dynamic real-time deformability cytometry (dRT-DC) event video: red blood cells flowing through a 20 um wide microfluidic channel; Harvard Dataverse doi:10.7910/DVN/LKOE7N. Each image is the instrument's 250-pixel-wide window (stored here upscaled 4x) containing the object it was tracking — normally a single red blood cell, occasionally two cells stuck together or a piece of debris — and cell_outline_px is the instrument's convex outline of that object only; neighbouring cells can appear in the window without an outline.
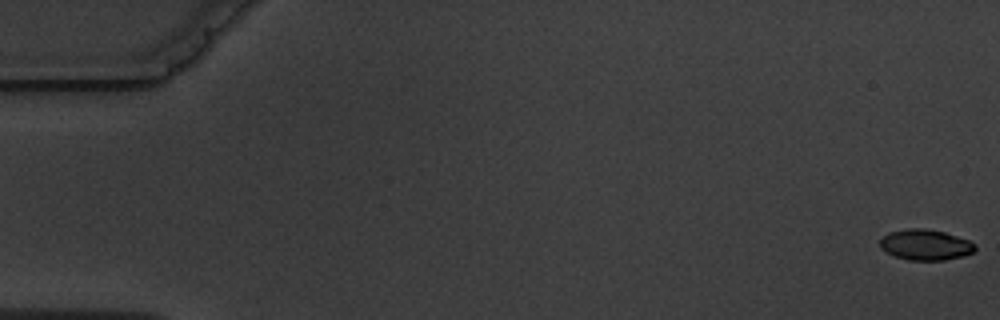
{"species": "common noctule bat (a hibernating species)", "species_latin": "Nyctalus noctula", "temperature_condition": "warm", "stored_images_in_passage": 6, "camera_frame_rate_fps": 3000, "um_per_image_px": 0.085, "animal": {"sex": "male", "body_mass_g": 19.5, "forearm_length_mm": 54.6}, "frame": {"image": 1, "passage_image": 1, "time_ms": 0.0, "image_size_px": [1000, 320], "cell_outline_px": [[976, 248], [972, 252], [964, 256], [944, 260], [908, 260], [896, 256], [880, 248], [880, 240], [888, 232], [908, 228], [928, 228], [944, 232], [968, 240], [976, 244]], "centroid_in_image_um": [78.67, 20.8], "position_along_channel_um": 6.3, "area_um2": 16.99}}
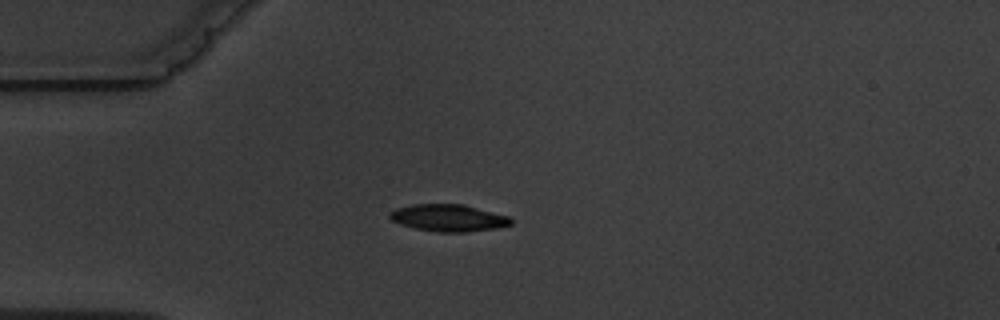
{"frame": {"image": 2, "passage_image": 5, "time_ms": 5.0, "image_size_px": [1000, 320], "cell_outline_px": [[512, 224], [496, 228], [464, 232], [440, 232], [416, 228], [400, 224], [392, 220], [388, 216], [388, 212], [396, 208], [412, 204], [464, 204], [508, 216], [512, 220]], "centroid_in_image_um": [38.09, 18.51], "position_along_channel_um": 46.9, "area_um2": 19.02}}